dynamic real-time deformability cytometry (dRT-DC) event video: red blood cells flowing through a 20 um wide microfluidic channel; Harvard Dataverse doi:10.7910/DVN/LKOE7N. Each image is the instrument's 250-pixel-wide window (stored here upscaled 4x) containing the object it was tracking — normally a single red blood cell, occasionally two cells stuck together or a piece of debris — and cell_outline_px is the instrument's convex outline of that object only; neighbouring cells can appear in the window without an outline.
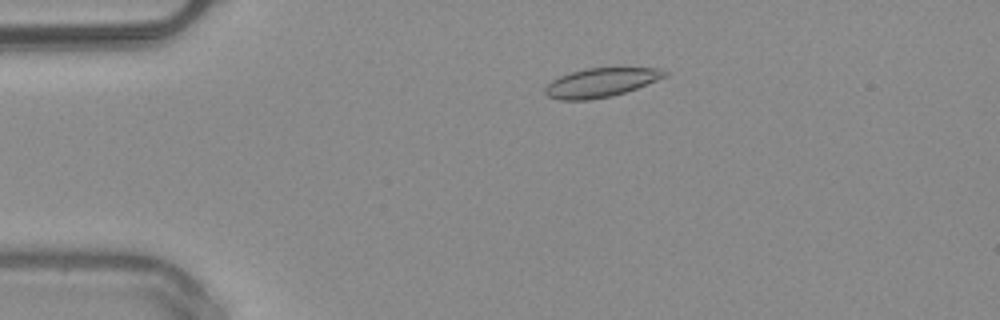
{"species": "common noctule bat (a hibernating species)", "species_latin": "Nyctalus noctula", "temperature_condition": "warm", "stored_images_in_passage": 47, "camera_frame_rate_fps": 3000, "um_per_image_px": 0.085, "animal": {"sex": "male", "body_mass_g": 20.4}, "frame": {"image": 1, "passage_image": 6, "time_ms": 1.667, "image_size_px": [1000, 320], "cell_outline_px": [[668, 76], [636, 88], [612, 96], [588, 100], [560, 100], [548, 96], [544, 92], [544, 88], [552, 80], [560, 76], [584, 68], [620, 64], [660, 68], [668, 72]], "centroid_in_image_um": [51.16, 6.95], "position_along_channel_um": 33.8, "area_um2": 21.21}}
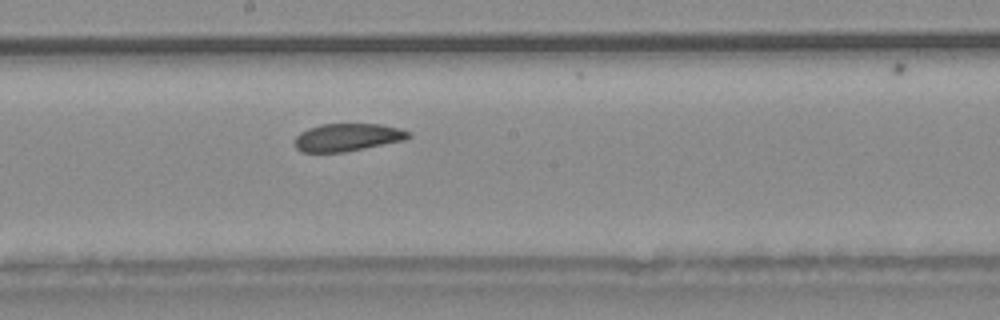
{"frame": {"image": 2, "passage_image": 23, "time_ms": 7.333, "image_size_px": [1000, 320], "cell_outline_px": [[412, 136], [404, 140], [344, 152], [300, 152], [296, 148], [296, 136], [300, 132], [308, 128], [320, 124], [380, 124], [400, 128], [412, 132]], "centroid_in_image_um": [29.55, 11.66], "position_along_channel_um": 218.6, "area_um2": 18.38}}
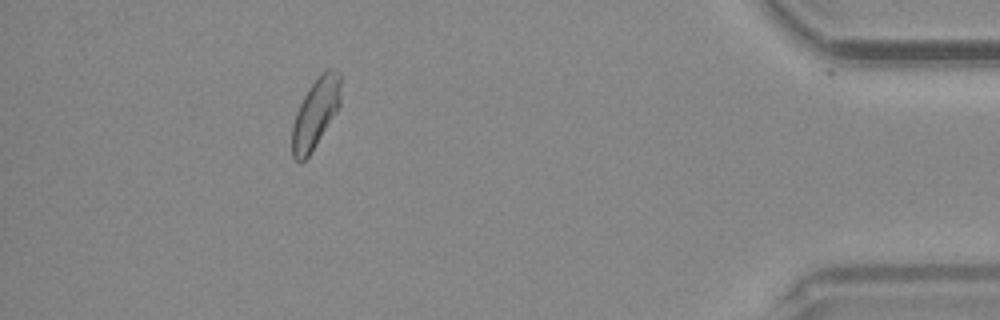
{"frame": {"image": 3, "passage_image": 41, "time_ms": 13.333, "image_size_px": [1000, 320], "cell_outline_px": [[340, 104], [336, 112], [316, 144], [308, 156], [300, 164], [292, 156], [292, 124], [296, 112], [304, 96], [312, 84], [328, 68], [332, 68], [340, 72]], "centroid_in_image_um": [26.81, 9.64], "position_along_channel_um": 408.4, "area_um2": 19.36}, "authors_computed_cell_mechanics": {"area_um2": 19.652, "velocity_mm_per_s": 4.0371, "shape_relaxation_time_tau1_ms": 7.8028, "shape_relaxation_time_tau2_ms": null, "deformation_change_tau1": 0.1134, "deformation_change_tau2": null}}